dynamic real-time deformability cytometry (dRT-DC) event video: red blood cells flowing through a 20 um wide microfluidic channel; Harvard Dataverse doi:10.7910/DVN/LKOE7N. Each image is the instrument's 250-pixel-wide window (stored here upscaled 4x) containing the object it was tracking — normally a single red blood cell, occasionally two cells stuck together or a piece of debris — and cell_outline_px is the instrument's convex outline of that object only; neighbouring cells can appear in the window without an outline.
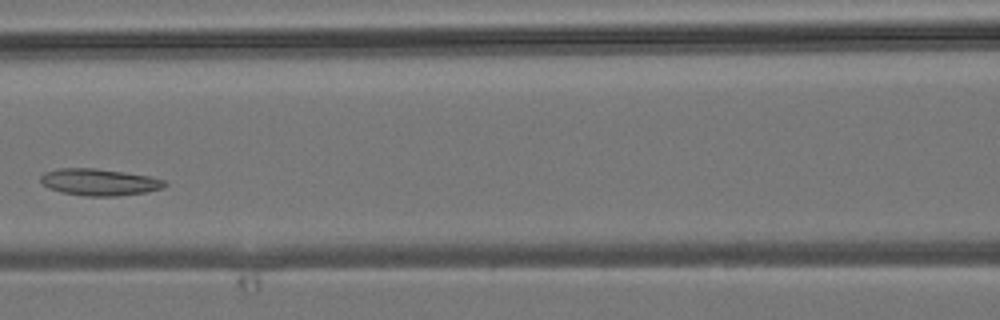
{"species": "common noctule bat (a hibernating species)", "species_latin": "Nyctalus noctula", "temperature_condition": "room temperature", "stored_images_in_passage": 4, "camera_frame_rate_fps": 3000, "um_per_image_px": 0.085, "animal": {"sex": "male", "body_mass_g": 19.2, "forearm_length_mm": 51.8}, "frame": {"image": 1, "passage_image": 3, "time_ms": 2.333, "image_size_px": [1000, 320], "cell_outline_px": [[168, 184], [164, 188], [148, 192], [116, 196], [84, 196], [60, 192], [48, 188], [40, 180], [40, 176], [44, 172], [56, 168], [96, 168], [152, 176], [164, 180]], "centroid_in_image_um": [8.46, 15.48], "position_along_channel_um": 158.1, "area_um2": 19.65}}
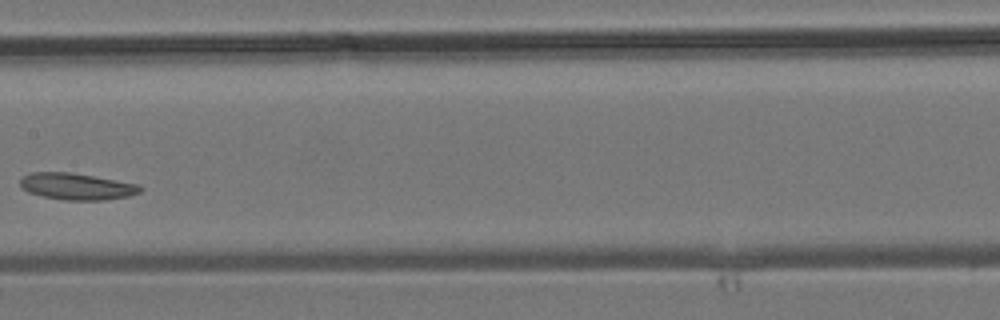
{"frame": {"image": 2, "passage_image": 4, "time_ms": 3.333, "image_size_px": [1000, 320], "cell_outline_px": [[144, 188], [140, 192], [128, 196], [104, 200], [64, 200], [44, 196], [28, 192], [20, 188], [20, 180], [24, 176], [32, 172], [68, 172], [140, 184]], "centroid_in_image_um": [6.53, 15.85], "position_along_channel_um": 200.9, "area_um2": 18.55}}